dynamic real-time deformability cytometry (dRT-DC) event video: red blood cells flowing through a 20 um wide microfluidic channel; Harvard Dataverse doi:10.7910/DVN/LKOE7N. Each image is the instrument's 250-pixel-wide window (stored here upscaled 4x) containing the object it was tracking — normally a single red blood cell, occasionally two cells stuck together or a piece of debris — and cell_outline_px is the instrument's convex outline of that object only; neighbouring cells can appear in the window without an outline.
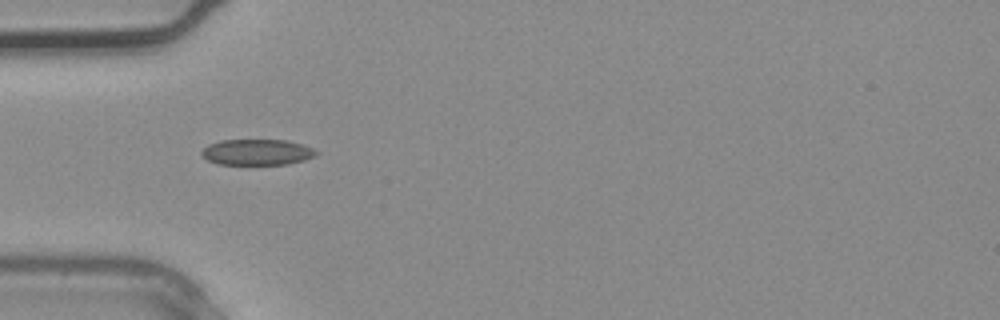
{"species": "common noctule bat (a hibernating species)", "species_latin": "Nyctalus noctula", "temperature_condition": "warm", "stored_images_in_passage": 1, "camera_frame_rate_fps": 3000, "um_per_image_px": 0.085, "animal": {"sex": "male", "body_mass_g": 20.4}, "frame": {"image": 1, "passage_image": 1, "time_ms": 0.0, "image_size_px": [1000, 320], "cell_outline_px": [[320, 152], [316, 156], [304, 160], [288, 164], [220, 164], [208, 160], [200, 152], [208, 144], [220, 140], [288, 140], [312, 148]], "centroid_in_image_um": [21.87, 12.93], "position_along_channel_um": 63.1, "area_um2": 17.22}}